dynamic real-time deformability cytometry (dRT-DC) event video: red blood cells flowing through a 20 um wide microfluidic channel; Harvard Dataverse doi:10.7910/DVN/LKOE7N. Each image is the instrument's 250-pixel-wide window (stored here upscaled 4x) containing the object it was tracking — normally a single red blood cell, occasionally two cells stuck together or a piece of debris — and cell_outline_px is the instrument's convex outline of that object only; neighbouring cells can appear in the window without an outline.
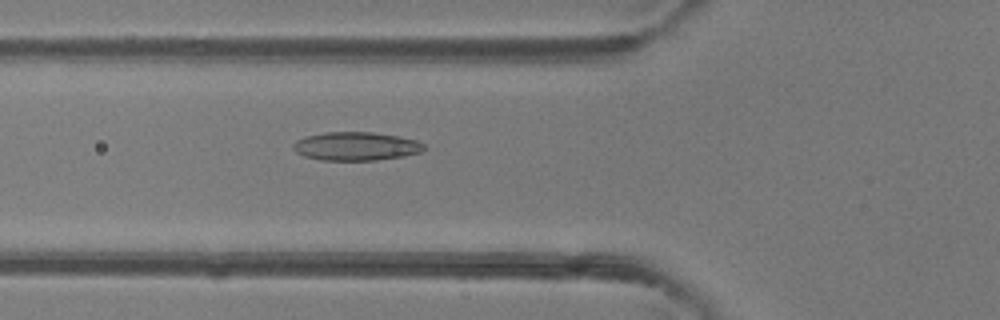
{"species": "common noctule bat (a hibernating species)", "species_latin": "Nyctalus noctula", "temperature_condition": "room temperature", "stored_images_in_passage": 50, "camera_frame_rate_fps": 3000, "um_per_image_px": 0.085, "animal": {"sex": "female"}, "frame": {"image": 1, "passage_image": 18, "time_ms": 5.667, "image_size_px": [1000, 320], "cell_outline_px": [[424, 148], [420, 152], [404, 156], [376, 160], [320, 160], [304, 156], [296, 152], [292, 148], [292, 144], [296, 140], [304, 136], [324, 132], [372, 132], [396, 136], [416, 140], [424, 144]], "centroid_in_image_um": [30.2, 12.43], "position_along_channel_um": 95.6, "area_um2": 21.73}}
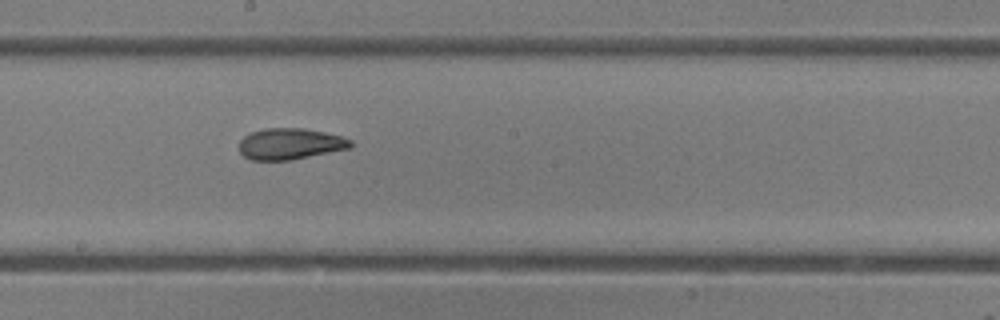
{"frame": {"image": 2, "passage_image": 27, "time_ms": 8.667, "image_size_px": [1000, 320], "cell_outline_px": [[352, 148], [288, 160], [252, 160], [244, 156], [240, 152], [240, 140], [244, 136], [252, 132], [264, 128], [304, 128], [324, 132], [340, 136], [352, 140]], "centroid_in_image_um": [24.67, 12.22], "position_along_channel_um": 223.5, "area_um2": 20.17}}
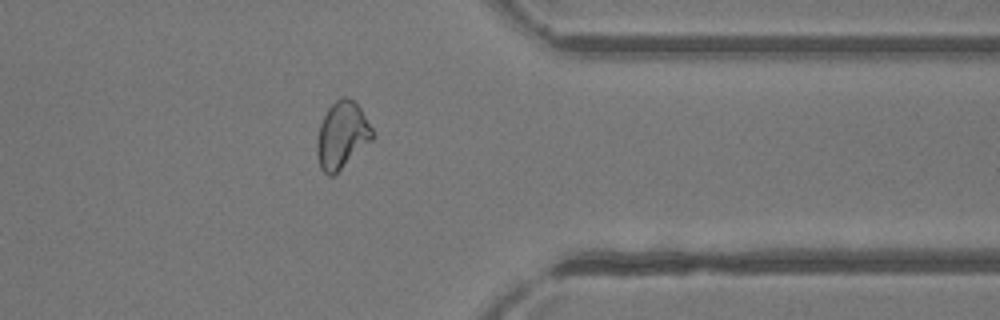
{"frame": {"image": 3, "passage_image": 39, "time_ms": 12.667, "image_size_px": [1000, 320], "cell_outline_px": [[376, 136], [372, 140], [332, 176], [328, 176], [320, 168], [316, 152], [316, 140], [320, 124], [328, 108], [340, 96], [348, 96], [360, 108], [372, 128]], "centroid_in_image_um": [29.05, 11.48], "position_along_channel_um": 382.3, "area_um2": 21.5}}